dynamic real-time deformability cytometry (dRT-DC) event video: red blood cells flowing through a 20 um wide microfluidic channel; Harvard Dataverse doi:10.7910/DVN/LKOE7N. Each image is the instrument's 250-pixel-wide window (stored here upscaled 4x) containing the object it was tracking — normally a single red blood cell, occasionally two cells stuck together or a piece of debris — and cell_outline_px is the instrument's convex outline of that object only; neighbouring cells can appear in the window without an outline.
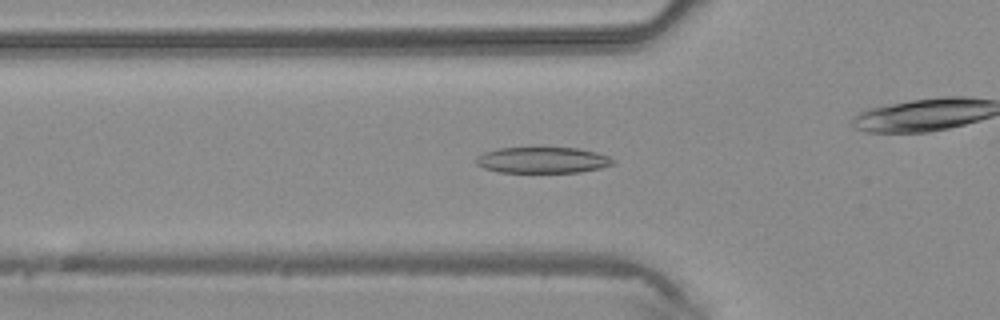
{"species": "common noctule bat (a hibernating species)", "species_latin": "Nyctalus noctula", "temperature_condition": "warm", "stored_images_in_passage": 39, "camera_frame_rate_fps": 3000, "um_per_image_px": 0.085, "animal": {"sex": "male", "body_mass_g": 20.4}, "frame": {"image": 1, "passage_image": 14, "time_ms": 4.333, "image_size_px": [1000, 320], "cell_outline_px": [[616, 164], [600, 168], [580, 172], [500, 172], [484, 168], [476, 164], [476, 156], [484, 152], [500, 148], [540, 144], [576, 148], [596, 152], [608, 156], [616, 160]], "centroid_in_image_um": [46.12, 13.55], "position_along_channel_um": 79.7, "area_um2": 21.85}}
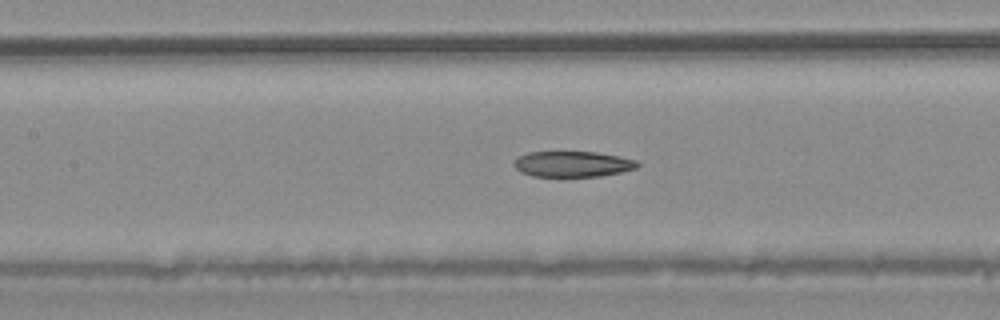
{"frame": {"image": 2, "passage_image": 19, "time_ms": 6.0, "image_size_px": [1000, 320], "cell_outline_px": [[640, 164], [636, 168], [620, 172], [600, 176], [532, 176], [520, 172], [512, 164], [516, 156], [528, 152], [596, 152], [620, 156], [636, 160]], "centroid_in_image_um": [48.63, 13.93], "position_along_channel_um": 158.8, "area_um2": 18.55}}
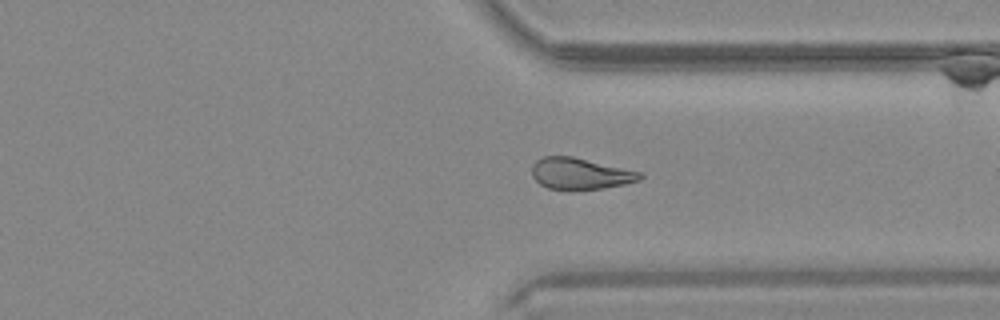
{"frame": {"image": 3, "passage_image": 32, "time_ms": 10.333, "image_size_px": [1000, 320], "cell_outline_px": [[644, 176], [640, 180], [624, 184], [604, 188], [568, 192], [548, 188], [540, 184], [532, 176], [532, 164], [536, 160], [544, 156], [572, 156], [640, 172]], "centroid_in_image_um": [49.28, 14.79], "position_along_channel_um": 362.1, "area_um2": 20.11}}